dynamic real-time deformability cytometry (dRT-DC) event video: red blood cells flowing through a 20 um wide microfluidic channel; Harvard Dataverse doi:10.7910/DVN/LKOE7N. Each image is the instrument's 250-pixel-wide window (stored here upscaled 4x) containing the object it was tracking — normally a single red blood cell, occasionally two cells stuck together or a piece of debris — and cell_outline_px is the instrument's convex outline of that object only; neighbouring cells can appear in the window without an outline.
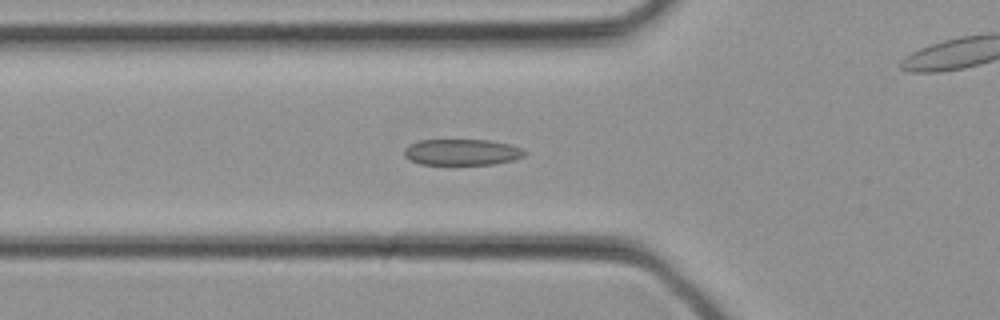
{"species": "common noctule bat (a hibernating species)", "species_latin": "Nyctalus noctula", "temperature_condition": "cold", "stored_images_in_passage": 30, "camera_frame_rate_fps": 3000, "um_per_image_px": 0.085, "animal": {"sex": "female", "body_mass_g": 21.9}, "frame": {"image": 1, "passage_image": 8, "time_ms": 2.333, "image_size_px": [1000, 320], "cell_outline_px": [[528, 152], [524, 156], [512, 160], [492, 164], [420, 164], [404, 156], [404, 148], [408, 144], [420, 140], [488, 140], [508, 144], [520, 148]], "centroid_in_image_um": [39.24, 12.93], "position_along_channel_um": 86.6, "area_um2": 18.21}}
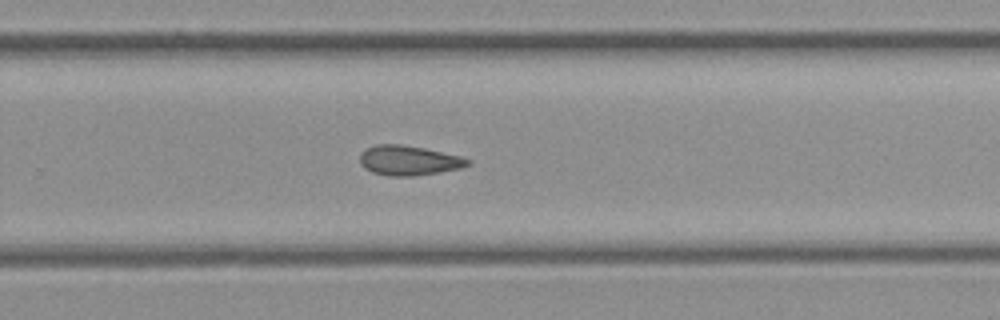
{"frame": {"image": 2, "passage_image": 18, "time_ms": 5.667, "image_size_px": [1000, 320], "cell_outline_px": [[472, 164], [460, 168], [440, 172], [412, 176], [388, 176], [372, 172], [364, 168], [360, 164], [360, 152], [376, 144], [400, 144], [424, 148], [460, 156], [472, 160]], "centroid_in_image_um": [34.74, 13.64], "position_along_channel_um": 295.1, "area_um2": 18.79}}
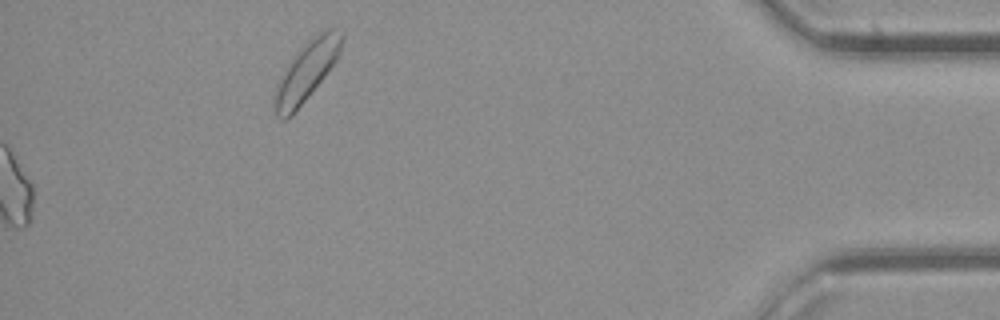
{"frame": {"image": 3, "passage_image": 30, "time_ms": 9.667, "image_size_px": [1000, 320], "cell_outline_px": [[344, 40], [340, 52], [336, 60], [324, 76], [292, 116], [284, 120], [280, 120], [276, 116], [272, 100], [276, 84], [280, 76], [292, 56], [316, 32], [328, 28], [332, 28], [344, 32]], "centroid_in_image_um": [26.02, 6.04], "position_along_channel_um": 409.2, "area_um2": 23.52}}